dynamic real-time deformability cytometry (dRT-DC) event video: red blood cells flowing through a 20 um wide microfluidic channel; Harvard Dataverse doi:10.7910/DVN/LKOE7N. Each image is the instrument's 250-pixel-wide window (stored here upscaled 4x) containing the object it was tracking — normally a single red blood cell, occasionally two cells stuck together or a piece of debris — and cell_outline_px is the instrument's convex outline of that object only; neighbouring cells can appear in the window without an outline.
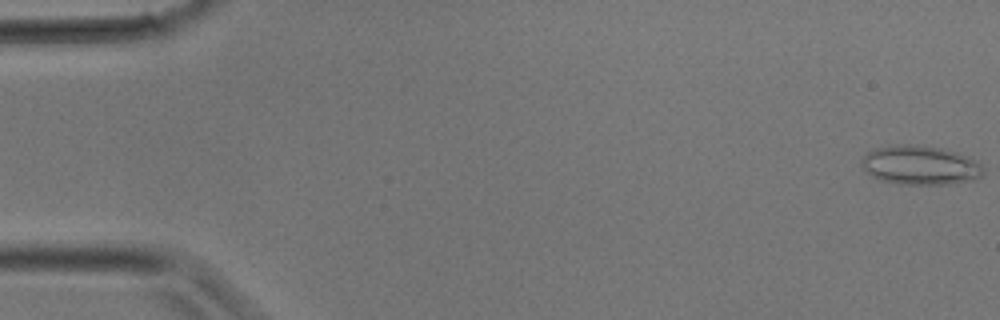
{"species": "common noctule bat (a hibernating species)", "species_latin": "Nyctalus noctula", "temperature_condition": "room temperature", "stored_images_in_passage": 33, "camera_frame_rate_fps": 3000, "um_per_image_px": 0.085, "animal": {"sex": "male", "body_mass_g": 17.9}, "frame": {"image": 1, "passage_image": 1, "time_ms": 0.0, "image_size_px": [1000, 320], "cell_outline_px": [[984, 172], [980, 176], [972, 180], [948, 184], [900, 184], [880, 180], [872, 176], [860, 164], [860, 160], [872, 148], [900, 144], [912, 144], [940, 148], [956, 152], [976, 160], [984, 168]], "centroid_in_image_um": [78.19, 14.04], "position_along_channel_um": 6.8, "area_um2": 27.74}}